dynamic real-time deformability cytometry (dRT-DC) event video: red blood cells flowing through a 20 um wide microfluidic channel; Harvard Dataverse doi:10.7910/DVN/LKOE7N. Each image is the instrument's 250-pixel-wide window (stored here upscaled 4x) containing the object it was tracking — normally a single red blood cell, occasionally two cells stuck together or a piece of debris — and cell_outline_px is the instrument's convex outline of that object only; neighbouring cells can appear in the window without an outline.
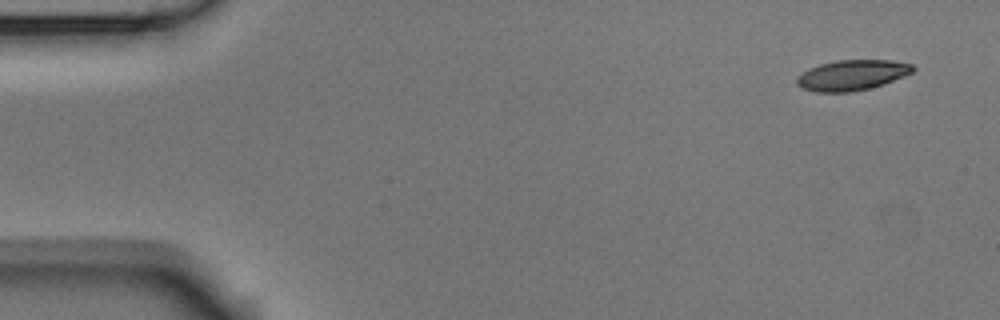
{"species": "Egyptian fruit bat (a non-hibernating species)", "species_latin": "Rousettus aegyptiacus", "temperature_condition": "room temperature", "stored_images_in_passage": 4, "camera_frame_rate_fps": 3000, "um_per_image_px": 0.085, "animal": {"sex": "male"}, "frame": {"image": 1, "passage_image": 1, "time_ms": 0.0, "image_size_px": [1000, 320], "cell_outline_px": [[916, 68], [912, 72], [904, 76], [884, 84], [852, 92], [816, 92], [800, 88], [796, 84], [796, 76], [808, 68], [820, 64], [836, 60], [892, 60], [912, 64]], "centroid_in_image_um": [72.39, 6.38], "position_along_channel_um": 12.6, "area_um2": 20.75}}
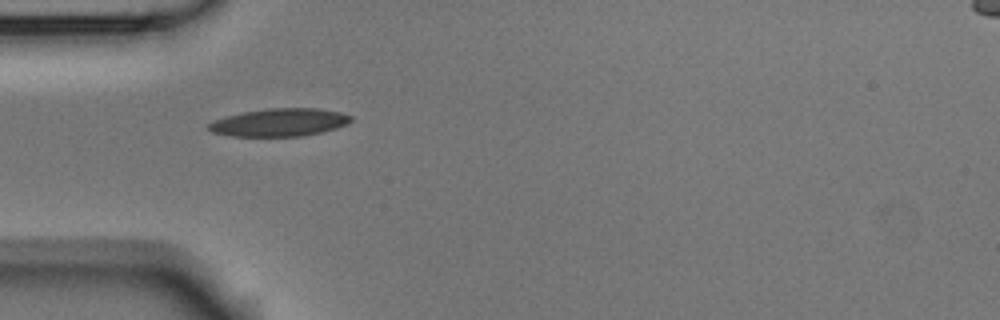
{"frame": {"image": 2, "passage_image": 4, "time_ms": 1.0, "image_size_px": [1000, 320], "cell_outline_px": [[352, 120], [348, 124], [336, 128], [304, 136], [232, 136], [212, 132], [208, 128], [208, 124], [212, 120], [244, 112], [268, 108], [320, 108], [340, 112], [352, 116]], "centroid_in_image_um": [23.78, 10.4], "position_along_channel_um": 61.2, "area_um2": 23.06}}